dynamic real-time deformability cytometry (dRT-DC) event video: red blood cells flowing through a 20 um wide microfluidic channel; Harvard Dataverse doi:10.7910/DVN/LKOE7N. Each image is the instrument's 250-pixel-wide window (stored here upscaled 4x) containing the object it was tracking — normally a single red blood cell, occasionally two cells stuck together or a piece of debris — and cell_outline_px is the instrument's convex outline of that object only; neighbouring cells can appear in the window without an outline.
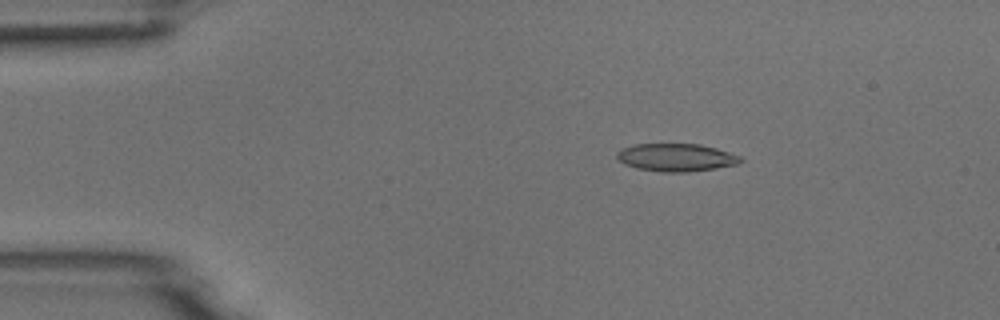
{"species": "common noctule bat (a hibernating species)", "species_latin": "Nyctalus noctula", "temperature_condition": "room temperature", "stored_images_in_passage": 6, "camera_frame_rate_fps": 3000, "um_per_image_px": 0.085, "animal": {"sex": "male", "body_mass_g": 18.8}, "frame": {"image": 1, "passage_image": 3, "time_ms": 0.667, "image_size_px": [1000, 320], "cell_outline_px": [[744, 160], [740, 164], [716, 168], [688, 172], [660, 172], [636, 168], [624, 164], [616, 156], [616, 152], [620, 148], [632, 144], [700, 144], [716, 148], [740, 156]], "centroid_in_image_um": [57.46, 13.38], "position_along_channel_um": 27.5, "area_um2": 20.23}}
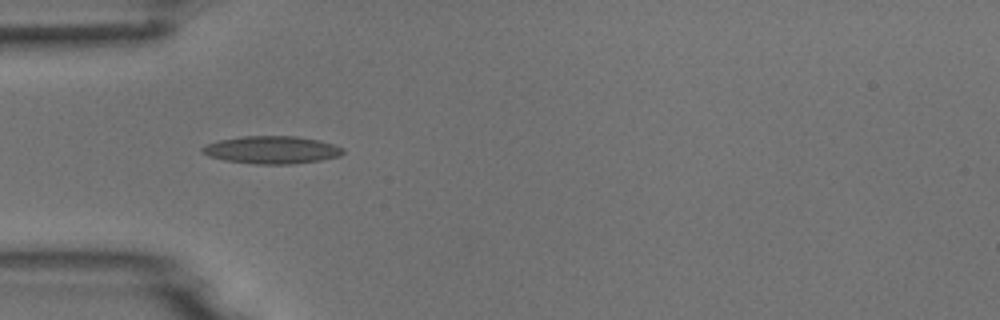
{"frame": {"image": 2, "passage_image": 5, "time_ms": 1.333, "image_size_px": [1000, 320], "cell_outline_px": [[344, 152], [340, 156], [320, 160], [292, 164], [252, 164], [224, 160], [208, 156], [200, 152], [200, 148], [208, 144], [220, 140], [244, 136], [296, 136], [320, 140], [344, 148]], "centroid_in_image_um": [23.09, 12.74], "position_along_channel_um": 61.9, "area_um2": 22.72}}